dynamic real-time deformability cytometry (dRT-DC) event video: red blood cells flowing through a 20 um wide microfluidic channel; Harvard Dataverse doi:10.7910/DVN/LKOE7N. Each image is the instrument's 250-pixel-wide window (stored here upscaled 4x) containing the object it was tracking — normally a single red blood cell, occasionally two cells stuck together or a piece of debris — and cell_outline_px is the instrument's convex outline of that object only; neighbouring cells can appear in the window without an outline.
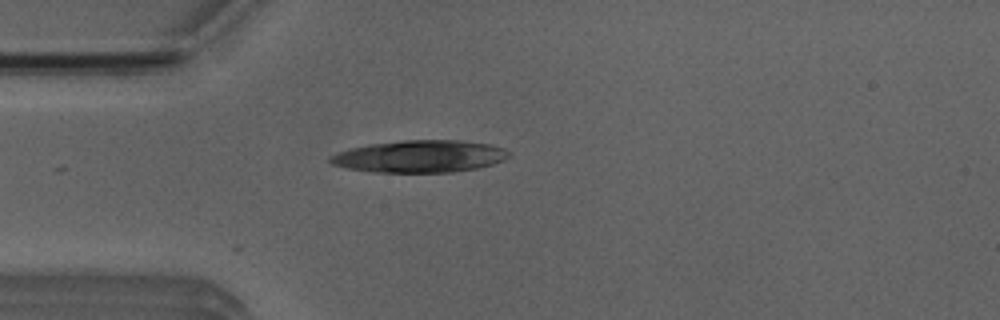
{"species": "Egyptian fruit bat (a non-hibernating species)", "species_latin": "Rousettus aegyptiacus", "temperature_condition": "room temperature", "stored_images_in_passage": 4, "camera_frame_rate_fps": 3000, "um_per_image_px": 0.085, "animal": {"sex": "male"}, "frame": {"image": 1, "passage_image": 4, "time_ms": 3.333, "image_size_px": [1000, 320], "cell_outline_px": [[512, 156], [504, 160], [480, 168], [452, 172], [372, 172], [348, 168], [332, 164], [328, 160], [328, 156], [352, 148], [368, 144], [404, 140], [460, 140], [488, 144], [504, 148], [512, 152]], "centroid_in_image_um": [35.74, 13.29], "position_along_channel_um": 49.3, "area_um2": 33.64}}